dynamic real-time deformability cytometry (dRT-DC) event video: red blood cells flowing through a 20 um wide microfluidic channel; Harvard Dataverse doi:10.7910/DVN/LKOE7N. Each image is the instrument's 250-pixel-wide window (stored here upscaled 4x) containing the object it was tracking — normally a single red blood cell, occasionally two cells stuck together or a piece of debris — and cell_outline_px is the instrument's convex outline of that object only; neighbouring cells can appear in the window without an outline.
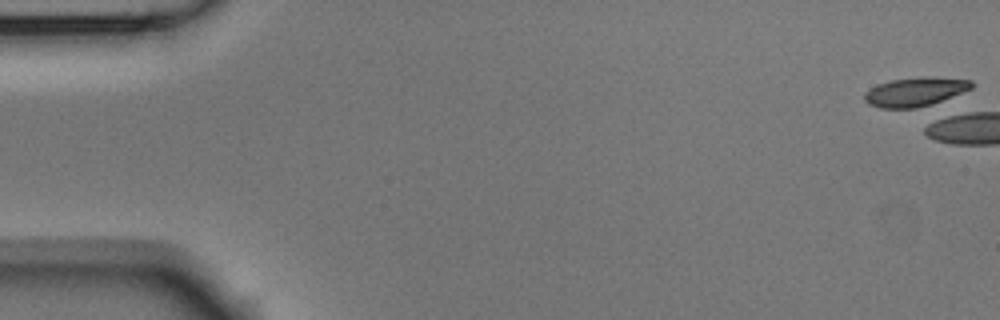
{"species": "Egyptian fruit bat (a non-hibernating species)", "species_latin": "Rousettus aegyptiacus", "temperature_condition": "room temperature", "stored_images_in_passage": 1, "camera_frame_rate_fps": 3000, "um_per_image_px": 0.085, "animal": {"sex": "male"}, "frame": {"image": 1, "passage_image": 1, "time_ms": 0.0, "image_size_px": [1000, 320], "cell_outline_px": [[972, 88], [932, 108], [880, 108], [868, 104], [864, 100], [864, 92], [880, 84], [892, 80], [928, 76], [972, 80]], "centroid_in_image_um": [77.87, 7.84], "position_along_channel_um": 7.1, "area_um2": 18.67}}